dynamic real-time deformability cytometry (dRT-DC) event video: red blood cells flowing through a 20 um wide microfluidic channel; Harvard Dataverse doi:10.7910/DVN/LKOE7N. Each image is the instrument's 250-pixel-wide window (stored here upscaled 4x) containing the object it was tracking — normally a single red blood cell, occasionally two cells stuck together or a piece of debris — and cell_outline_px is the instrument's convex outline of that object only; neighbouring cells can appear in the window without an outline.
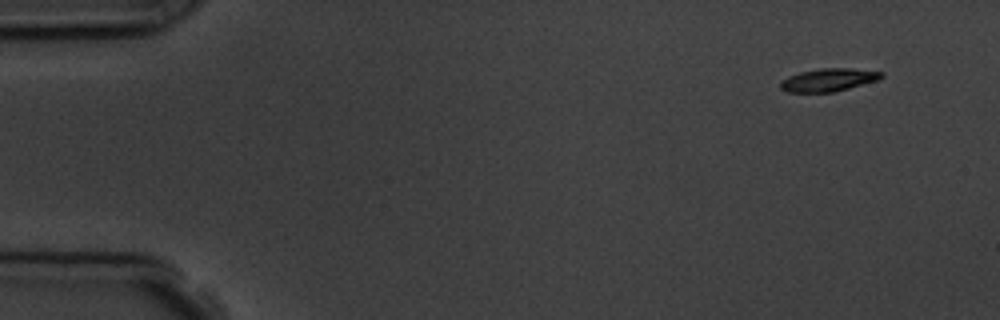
{"species": "common noctule bat (a hibernating species)", "species_latin": "Nyctalus noctula", "temperature_condition": "room temperature", "stored_images_in_passage": 4, "camera_frame_rate_fps": 3000, "um_per_image_px": 0.085, "animal": {"sex": "male", "body_mass_g": 19.5, "forearm_length_mm": 54.6}, "frame": {"image": 1, "passage_image": 1, "time_ms": 0.0, "image_size_px": [1000, 320], "cell_outline_px": [[884, 76], [880, 80], [832, 92], [788, 92], [780, 88], [780, 84], [788, 76], [800, 72], [820, 68], [848, 68], [884, 72]], "centroid_in_image_um": [70.46, 6.78], "position_along_channel_um": 14.5, "area_um2": 13.41}}
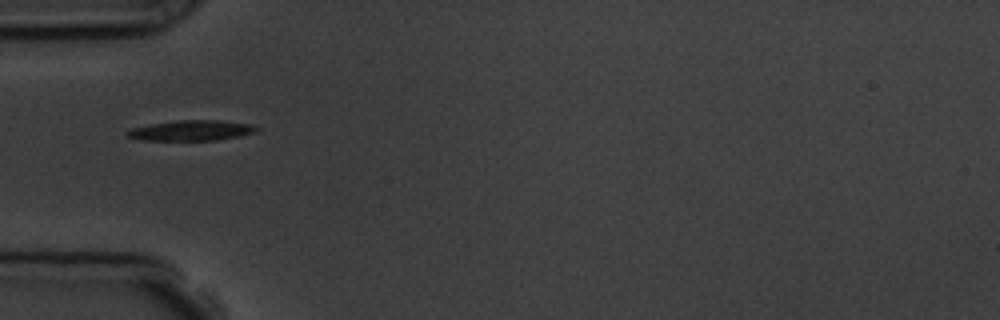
{"frame": {"image": 2, "passage_image": 4, "time_ms": 4.333, "image_size_px": [1000, 320], "cell_outline_px": [[260, 128], [256, 132], [240, 136], [216, 140], [140, 140], [124, 136], [124, 132], [128, 128], [148, 124], [180, 120], [220, 120], [252, 124]], "centroid_in_image_um": [16.21, 11.09], "position_along_channel_um": 68.8, "area_um2": 15.66}}